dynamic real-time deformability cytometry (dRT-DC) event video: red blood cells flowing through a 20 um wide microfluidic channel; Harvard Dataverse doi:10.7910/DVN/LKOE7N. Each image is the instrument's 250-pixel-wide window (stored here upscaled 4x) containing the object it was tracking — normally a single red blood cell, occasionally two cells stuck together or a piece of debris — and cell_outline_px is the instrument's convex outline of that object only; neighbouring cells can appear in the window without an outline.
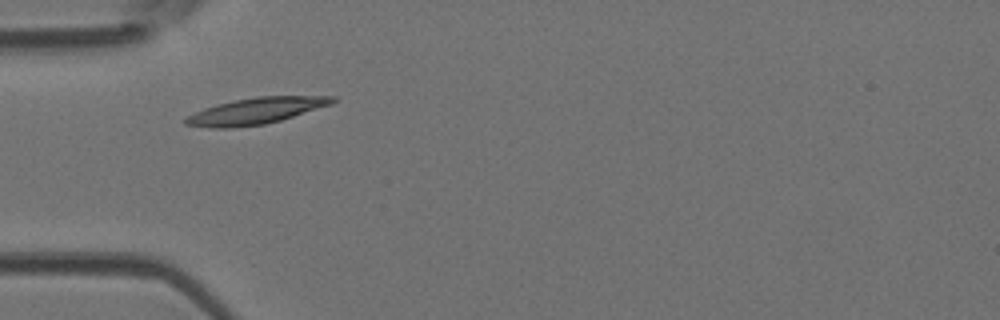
{"species": "Egyptian fruit bat (a non-hibernating species)", "species_latin": "Rousettus aegyptiacus", "temperature_condition": "room temperature", "stored_images_in_passage": 4, "camera_frame_rate_fps": 3000, "um_per_image_px": 0.085, "animal": {"sex": "female"}, "frame": {"image": 1, "passage_image": 2, "time_ms": 0.333, "image_size_px": [1000, 320], "cell_outline_px": [[336, 100], [332, 104], [280, 120], [264, 124], [232, 128], [212, 128], [184, 124], [184, 116], [204, 108], [232, 100], [256, 96], [336, 96]], "centroid_in_image_um": [21.71, 9.42], "position_along_channel_um": 63.3, "area_um2": 22.54}}
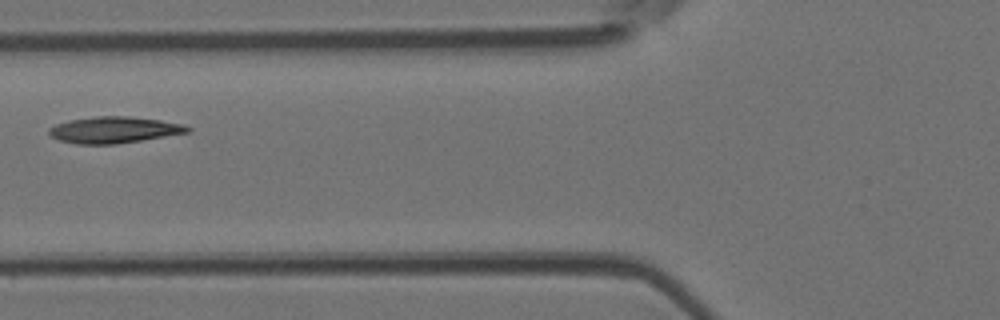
{"frame": {"image": 2, "passage_image": 3, "time_ms": 0.667, "image_size_px": [1000, 320], "cell_outline_px": [[192, 128], [188, 132], [116, 144], [76, 144], [60, 140], [52, 136], [48, 132], [48, 128], [56, 124], [72, 120], [96, 116], [128, 116], [160, 120], [184, 124]], "centroid_in_image_um": [9.69, 11.03], "position_along_channel_um": 116.1, "area_um2": 21.04}}
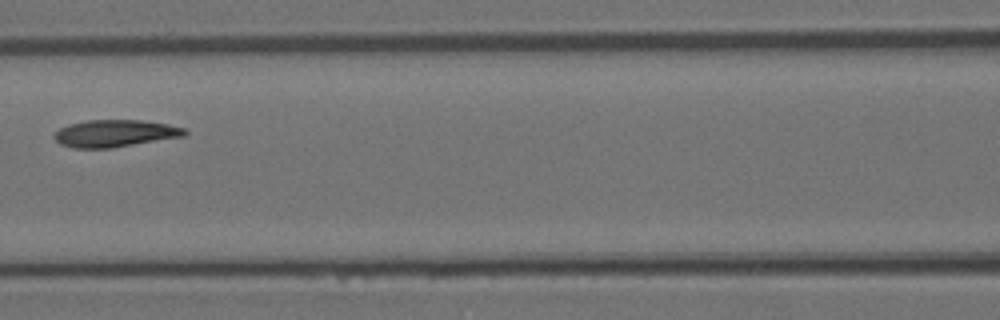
{"frame": {"image": 3, "passage_image": 4, "time_ms": 1.0, "image_size_px": [1000, 320], "cell_outline_px": [[188, 132], [184, 136], [112, 148], [72, 148], [60, 144], [52, 136], [60, 128], [68, 124], [88, 120], [140, 120], [168, 124], [184, 128]], "centroid_in_image_um": [9.75, 11.34], "position_along_channel_um": 156.8, "area_um2": 20.63}}